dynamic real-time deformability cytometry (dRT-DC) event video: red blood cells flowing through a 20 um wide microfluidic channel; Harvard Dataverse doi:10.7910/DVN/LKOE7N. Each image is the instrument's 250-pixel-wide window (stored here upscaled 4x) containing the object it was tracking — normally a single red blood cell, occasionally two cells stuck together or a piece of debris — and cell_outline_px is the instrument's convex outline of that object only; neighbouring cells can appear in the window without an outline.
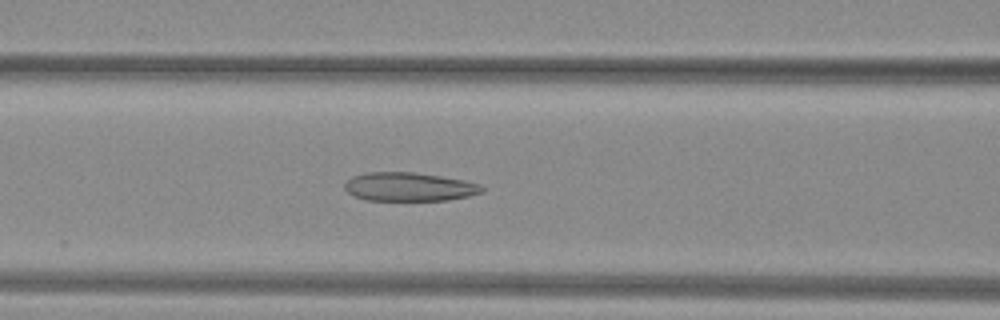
{"species": "common noctule bat (a hibernating species)", "species_latin": "Nyctalus noctula", "temperature_condition": "warm", "stored_images_in_passage": 43, "camera_frame_rate_fps": 3000, "um_per_image_px": 0.085, "animal": {"sex": "female", "body_mass_g": 29.2, "forearm_length_mm": 56.3}, "frame": {"image": 1, "passage_image": 14, "time_ms": 4.333, "image_size_px": [1000, 320], "cell_outline_px": [[484, 192], [468, 196], [448, 200], [368, 200], [352, 196], [344, 188], [344, 184], [352, 176], [364, 172], [412, 172], [440, 176], [464, 180], [480, 184], [484, 188]], "centroid_in_image_um": [34.76, 15.88], "position_along_channel_um": 131.8, "area_um2": 23.0}}
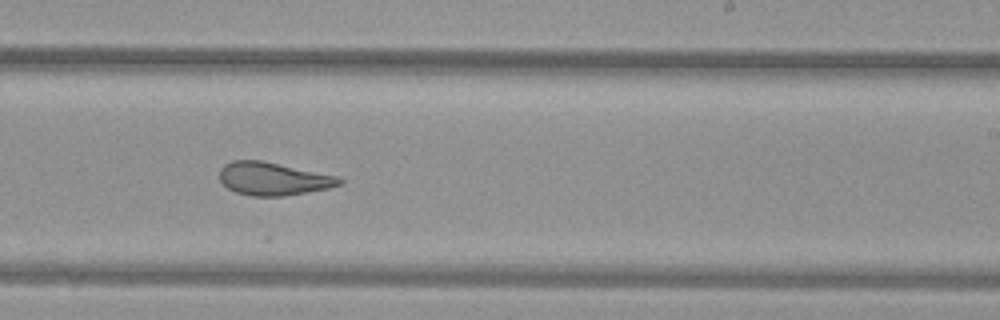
{"frame": {"image": 2, "passage_image": 24, "time_ms": 7.667, "image_size_px": [1000, 320], "cell_outline_px": [[344, 184], [328, 188], [308, 192], [284, 196], [252, 196], [236, 192], [228, 188], [220, 180], [220, 168], [224, 164], [232, 160], [260, 160], [340, 176], [344, 180]], "centroid_in_image_um": [23.26, 15.19], "position_along_channel_um": 265.7, "area_um2": 23.18}}
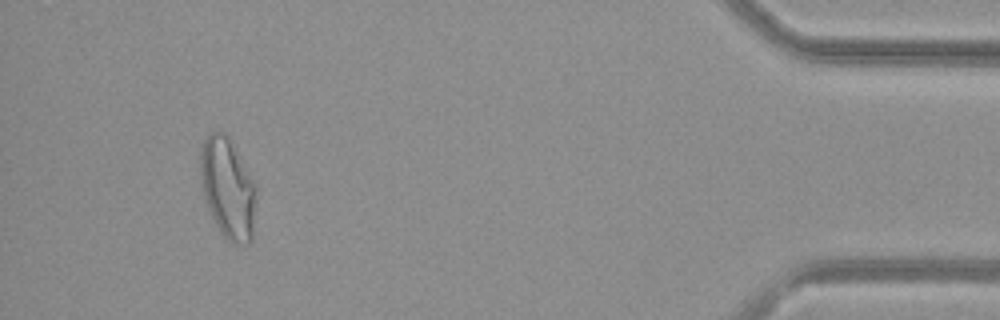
{"frame": {"image": 3, "passage_image": 40, "time_ms": 13.0, "image_size_px": [1000, 320], "cell_outline_px": [[256, 196], [252, 240], [248, 244], [232, 244], [220, 232], [208, 212], [204, 196], [200, 176], [200, 152], [204, 140], [208, 132], [224, 132], [228, 136], [256, 184]], "centroid_in_image_um": [19.35, 16.02], "position_along_channel_um": 415.8, "area_um2": 33.0}}